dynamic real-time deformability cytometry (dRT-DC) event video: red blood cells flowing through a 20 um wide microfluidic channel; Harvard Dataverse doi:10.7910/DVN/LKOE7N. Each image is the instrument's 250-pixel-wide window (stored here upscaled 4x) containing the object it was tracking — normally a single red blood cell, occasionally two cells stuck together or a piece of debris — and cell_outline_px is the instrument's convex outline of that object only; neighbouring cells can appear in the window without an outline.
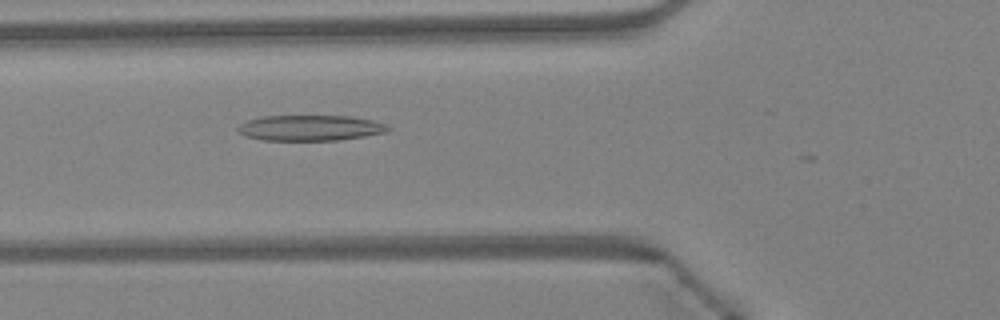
{"species": "Egyptian fruit bat (a non-hibernating species)", "species_latin": "Rousettus aegyptiacus", "temperature_condition": "warm", "stored_images_in_passage": 26, "camera_frame_rate_fps": 3000, "um_per_image_px": 0.085, "animal": {"sex": "female"}, "frame": {"image": 1, "passage_image": 17, "time_ms": 5.333, "image_size_px": [1000, 320], "cell_outline_px": [[392, 128], [384, 132], [364, 136], [336, 140], [264, 140], [244, 136], [236, 128], [240, 124], [248, 120], [260, 116], [352, 116], [372, 120], [384, 124]], "centroid_in_image_um": [26.33, 10.86], "position_along_channel_um": 99.5, "area_um2": 22.25}}
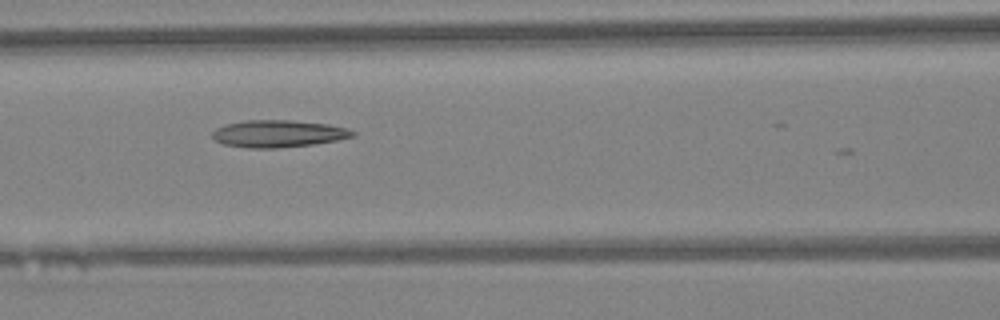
{"frame": {"image": 2, "passage_image": 20, "time_ms": 6.333, "image_size_px": [1000, 320], "cell_outline_px": [[356, 136], [336, 140], [312, 144], [276, 148], [248, 148], [224, 144], [216, 140], [212, 136], [212, 132], [216, 128], [228, 124], [244, 120], [288, 120], [328, 124], [344, 128], [356, 132]], "centroid_in_image_um": [23.64, 11.36], "position_along_channel_um": 143.0, "area_um2": 21.96}}
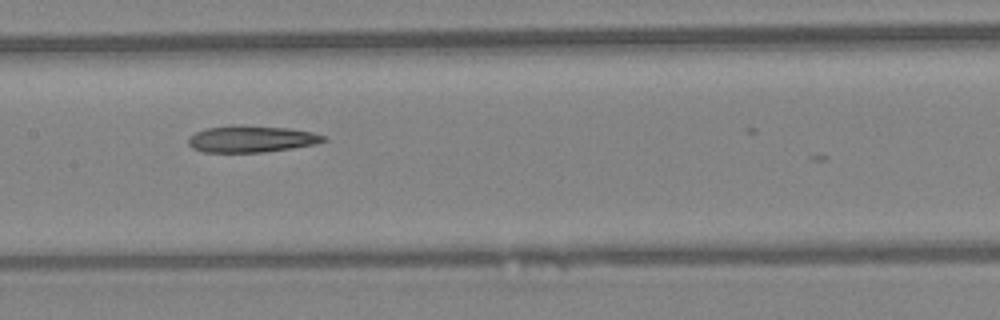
{"frame": {"image": 3, "passage_image": 23, "time_ms": 7.333, "image_size_px": [1000, 320], "cell_outline_px": [[328, 140], [316, 144], [292, 148], [260, 152], [204, 152], [192, 148], [188, 144], [188, 136], [204, 128], [232, 124], [240, 124], [288, 128], [312, 132], [328, 136]], "centroid_in_image_um": [21.36, 11.79], "position_along_channel_um": 186.0, "area_um2": 21.39}}